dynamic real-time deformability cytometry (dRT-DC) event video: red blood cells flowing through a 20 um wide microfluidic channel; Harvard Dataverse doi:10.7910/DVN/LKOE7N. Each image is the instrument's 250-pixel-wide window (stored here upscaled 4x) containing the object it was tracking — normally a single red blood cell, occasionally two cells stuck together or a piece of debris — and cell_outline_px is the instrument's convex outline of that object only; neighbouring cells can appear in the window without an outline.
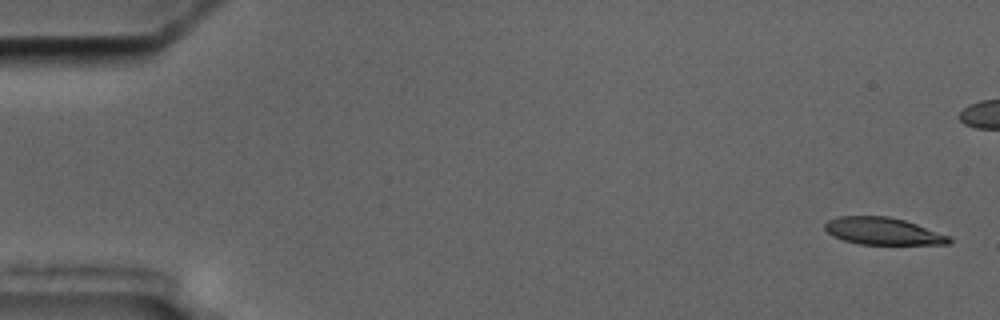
{"species": "common noctule bat (a hibernating species)", "species_latin": "Nyctalus noctula", "temperature_condition": "cold", "stored_images_in_passage": 9, "camera_frame_rate_fps": 3000, "um_per_image_px": 0.085, "animal": {"sex": "male", "body_mass_g": 17.5, "forearm_length_mm": 52.3}, "frame": {"image": 1, "passage_image": 1, "time_ms": 0.0, "image_size_px": [1000, 320], "cell_outline_px": [[952, 240], [948, 244], [860, 244], [844, 240], [832, 236], [824, 228], [824, 224], [828, 220], [840, 216], [888, 216], [904, 220], [916, 224], [948, 236]], "centroid_in_image_um": [75.0, 19.64], "position_along_channel_um": 10.0, "area_um2": 19.42}}
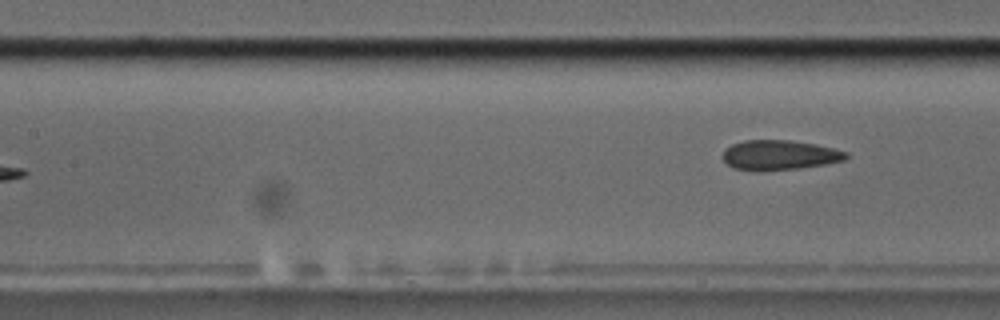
{"frame": {"image": 2, "passage_image": 9, "time_ms": 9.667, "image_size_px": [1000, 320], "cell_outline_px": [[848, 156], [844, 160], [824, 164], [800, 168], [760, 172], [756, 172], [732, 168], [720, 156], [724, 148], [732, 144], [744, 140], [788, 140], [816, 144], [836, 148], [848, 152]], "centroid_in_image_um": [66.21, 13.19], "position_along_channel_um": 141.2, "area_um2": 21.91}}